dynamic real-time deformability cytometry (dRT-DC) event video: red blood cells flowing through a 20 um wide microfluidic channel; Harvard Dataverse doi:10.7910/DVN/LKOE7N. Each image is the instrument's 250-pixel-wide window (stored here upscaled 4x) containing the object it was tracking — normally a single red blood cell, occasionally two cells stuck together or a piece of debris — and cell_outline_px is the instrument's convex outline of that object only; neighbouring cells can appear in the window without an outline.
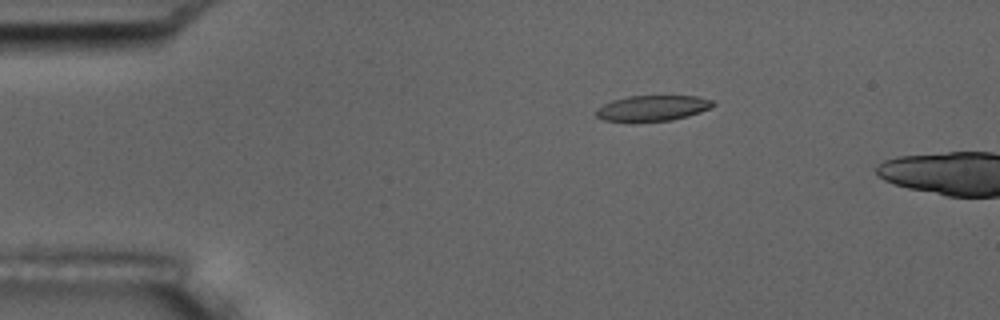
{"species": "common noctule bat (a hibernating species)", "species_latin": "Nyctalus noctula", "temperature_condition": "room temperature", "stored_images_in_passage": 4, "camera_frame_rate_fps": 3000, "um_per_image_px": 0.085, "animal": {"sex": "male", "body_mass_g": 17.5, "forearm_length_mm": 52.3}, "frame": {"image": 1, "passage_image": 3, "time_ms": 2.333, "image_size_px": [1000, 320], "cell_outline_px": [[716, 104], [712, 108], [688, 116], [672, 120], [604, 120], [596, 116], [596, 108], [612, 100], [628, 96], [696, 96], [712, 100]], "centroid_in_image_um": [55.51, 9.17], "position_along_channel_um": 29.5, "area_um2": 17.11}}